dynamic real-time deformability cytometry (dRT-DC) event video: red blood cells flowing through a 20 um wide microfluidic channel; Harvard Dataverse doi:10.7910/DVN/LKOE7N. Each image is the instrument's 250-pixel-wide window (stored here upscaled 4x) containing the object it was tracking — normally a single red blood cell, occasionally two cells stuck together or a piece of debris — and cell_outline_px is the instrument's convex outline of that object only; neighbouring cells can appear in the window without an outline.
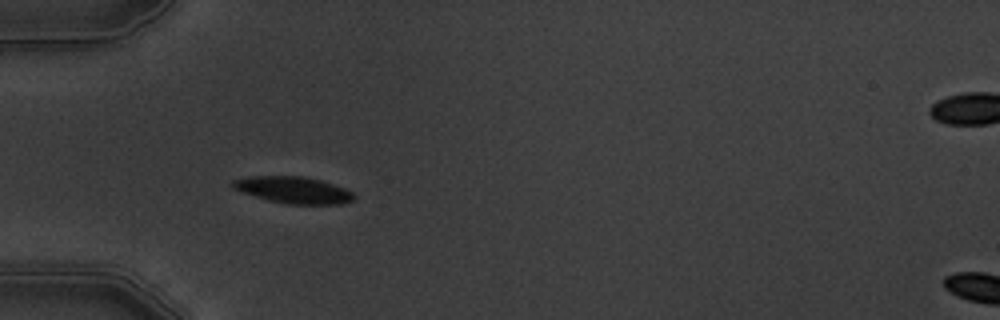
{"species": "common noctule bat (a hibernating species)", "species_latin": "Nyctalus noctula", "temperature_condition": "warm", "stored_images_in_passage": 7, "camera_frame_rate_fps": 3000, "um_per_image_px": 0.085, "animal": {"sex": "male", "body_mass_g": 19.5, "forearm_length_mm": 54.6}, "frame": {"image": 1, "passage_image": 6, "time_ms": 5.667, "image_size_px": [1000, 320], "cell_outline_px": [[356, 196], [352, 200], [344, 204], [288, 204], [268, 200], [232, 188], [232, 180], [248, 176], [300, 176], [320, 180], [344, 188], [352, 192]], "centroid_in_image_um": [24.94, 16.15], "position_along_channel_um": 60.1, "area_um2": 18.67}}